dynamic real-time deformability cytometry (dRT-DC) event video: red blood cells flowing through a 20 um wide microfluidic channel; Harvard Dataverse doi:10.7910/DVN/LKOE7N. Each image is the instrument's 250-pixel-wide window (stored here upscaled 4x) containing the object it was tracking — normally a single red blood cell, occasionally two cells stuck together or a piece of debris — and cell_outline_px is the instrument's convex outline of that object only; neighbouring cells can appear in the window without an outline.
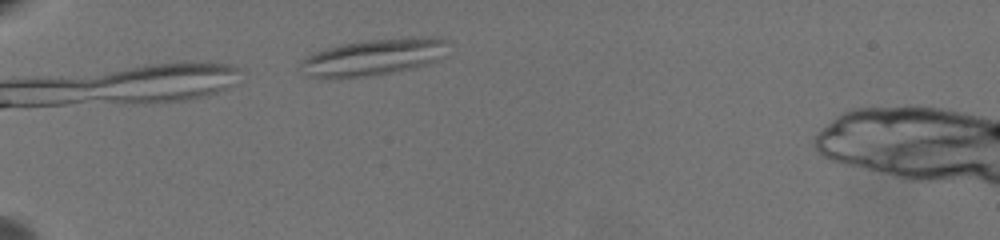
{"species": "common noctule bat (a hibernating species)", "species_latin": "Nyctalus noctula", "temperature_condition": "warm", "stored_images_in_passage": 7, "camera_frame_rate_fps": 3000, "um_per_image_px": 0.085, "animal": {"sex": "female", "body_mass_g": 19.5, "forearm_length_mm": 54.1}, "frame": {"image": 1, "passage_image": 2, "time_ms": 0.333, "image_size_px": [1000, 240], "cell_outline_px": [[448, 40], [436, 60], [428, 64], [416, 68], [392, 72], [364, 76], [308, 76], [300, 64], [300, 60], [316, 52], [328, 48], [344, 44], [368, 40], [428, 36], [440, 36]], "centroid_in_image_um": [31.81, 4.83], "position_along_channel_um": 53.2, "area_um2": 30.35}}